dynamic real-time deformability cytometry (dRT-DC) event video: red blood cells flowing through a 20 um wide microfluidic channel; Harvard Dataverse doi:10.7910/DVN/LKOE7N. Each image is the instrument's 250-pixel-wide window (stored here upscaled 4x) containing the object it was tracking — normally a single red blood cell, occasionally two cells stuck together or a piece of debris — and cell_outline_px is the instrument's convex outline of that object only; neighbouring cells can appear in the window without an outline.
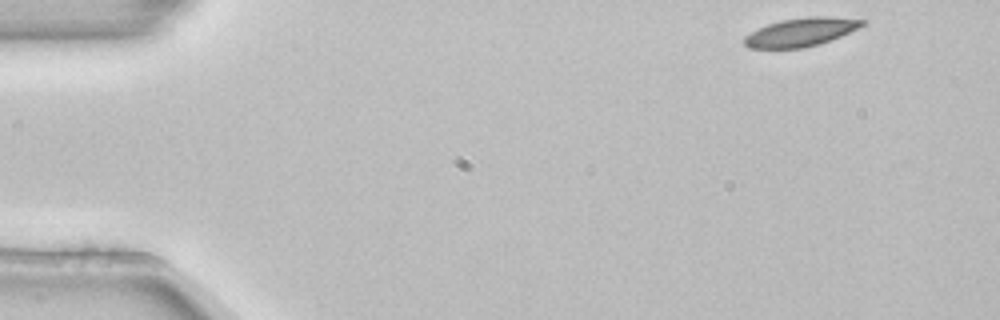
{"species": "common noctule bat (a hibernating species)", "species_latin": "Nyctalus noctula", "temperature_condition": "room temperature", "stored_images_in_passage": 4, "camera_frame_rate_fps": 3000, "um_per_image_px": 0.085, "animal": {"sex": "female", "body_mass_g": 22.7, "forearm_length_mm": 54.2}, "frame": {"image": 1, "passage_image": 1, "time_ms": 0.0, "image_size_px": [1000, 320], "cell_outline_px": [[868, 20], [864, 24], [840, 36], [820, 44], [804, 48], [748, 48], [744, 44], [744, 36], [768, 24], [780, 20], [808, 16], [828, 16]], "centroid_in_image_um": [68.07, 2.73], "position_along_channel_um": 16.9, "area_um2": 19.42}}
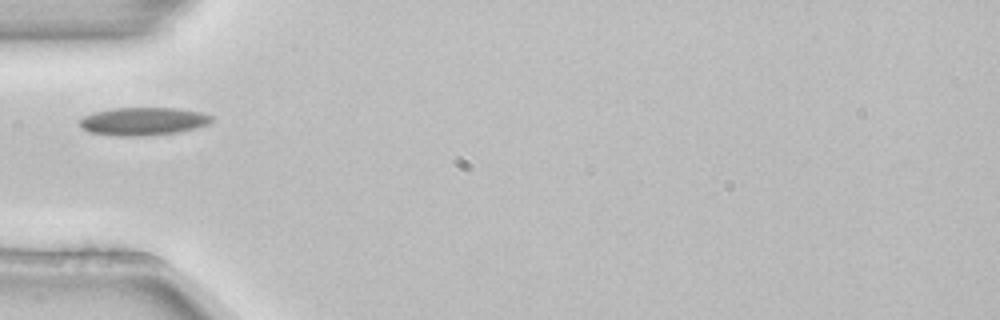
{"frame": {"image": 2, "passage_image": 4, "time_ms": 1.0, "image_size_px": [1000, 320], "cell_outline_px": [[212, 120], [208, 124], [176, 132], [144, 136], [116, 136], [88, 132], [80, 128], [80, 120], [84, 116], [96, 112], [112, 108], [176, 108], [200, 112], [212, 116]], "centroid_in_image_um": [12.12, 10.31], "position_along_channel_um": 72.9, "area_um2": 21.33}}